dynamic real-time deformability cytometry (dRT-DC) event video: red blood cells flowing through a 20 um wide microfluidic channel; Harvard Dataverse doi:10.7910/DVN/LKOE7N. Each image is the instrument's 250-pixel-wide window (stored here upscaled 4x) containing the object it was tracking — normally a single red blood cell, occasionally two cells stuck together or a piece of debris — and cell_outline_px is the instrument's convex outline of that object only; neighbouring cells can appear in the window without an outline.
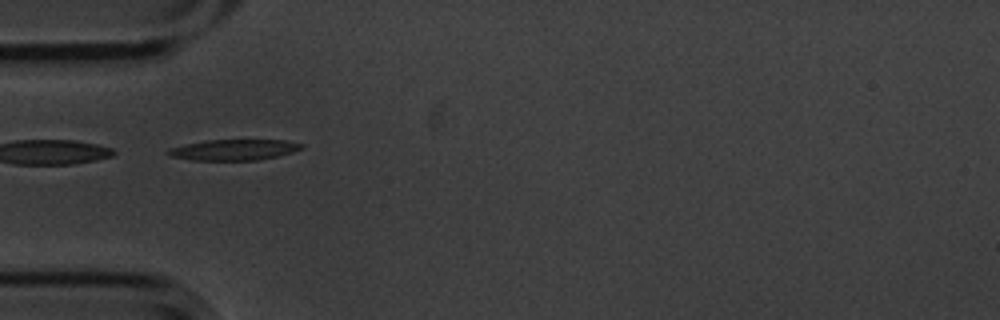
{"species": "common noctule bat (a hibernating species)", "species_latin": "Nyctalus noctula", "temperature_condition": "cold", "stored_images_in_passage": 6, "camera_frame_rate_fps": 3000, "um_per_image_px": 0.085, "animal": {"sex": "male", "body_mass_g": 20.1, "forearm_length_mm": 53.5}, "frame": {"image": 1, "passage_image": 3, "time_ms": 0.667, "image_size_px": [1000, 320], "cell_outline_px": [[304, 148], [292, 152], [276, 156], [256, 160], [192, 160], [172, 156], [164, 152], [168, 148], [184, 144], [204, 140], [288, 140], [304, 144]], "centroid_in_image_um": [19.87, 12.72], "position_along_channel_um": 65.1, "area_um2": 16.24}}
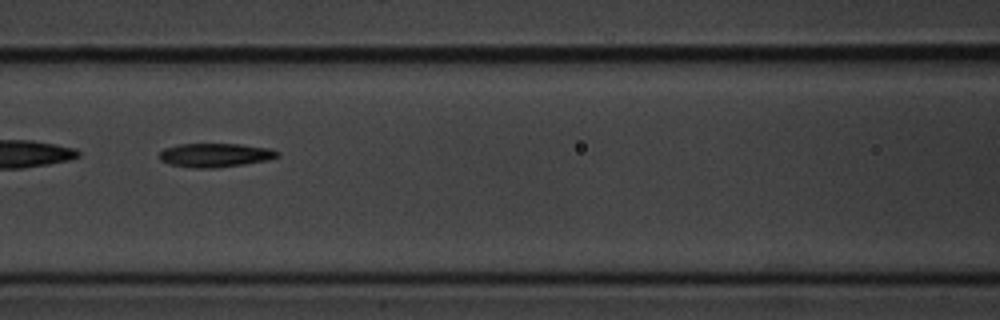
{"frame": {"image": 2, "passage_image": 5, "time_ms": 1.333, "image_size_px": [1000, 320], "cell_outline_px": [[280, 156], [268, 160], [244, 164], [216, 168], [192, 168], [168, 164], [160, 160], [156, 156], [164, 148], [180, 144], [240, 144], [272, 148], [280, 152]], "centroid_in_image_um": [18.29, 13.19], "position_along_channel_um": 148.3, "area_um2": 16.7}}
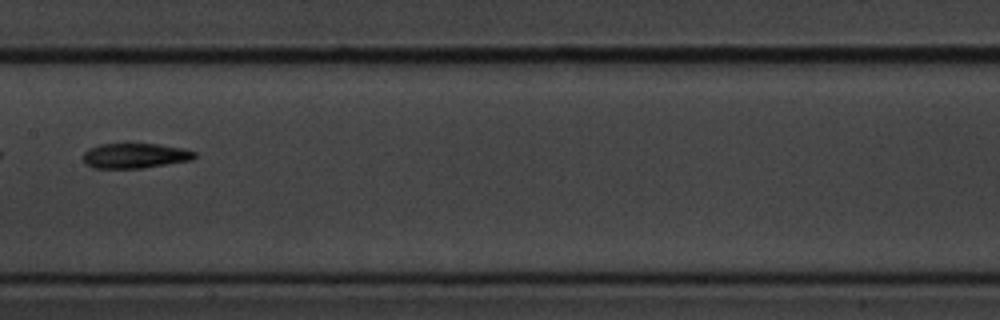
{"frame": {"image": 3, "passage_image": 6, "time_ms": 1.667, "image_size_px": [1000, 320], "cell_outline_px": [[196, 156], [192, 160], [144, 168], [92, 168], [84, 160], [84, 152], [88, 148], [100, 144], [128, 140], [184, 148], [196, 152]], "centroid_in_image_um": [11.47, 13.18], "position_along_channel_um": 195.9, "area_um2": 17.05}}